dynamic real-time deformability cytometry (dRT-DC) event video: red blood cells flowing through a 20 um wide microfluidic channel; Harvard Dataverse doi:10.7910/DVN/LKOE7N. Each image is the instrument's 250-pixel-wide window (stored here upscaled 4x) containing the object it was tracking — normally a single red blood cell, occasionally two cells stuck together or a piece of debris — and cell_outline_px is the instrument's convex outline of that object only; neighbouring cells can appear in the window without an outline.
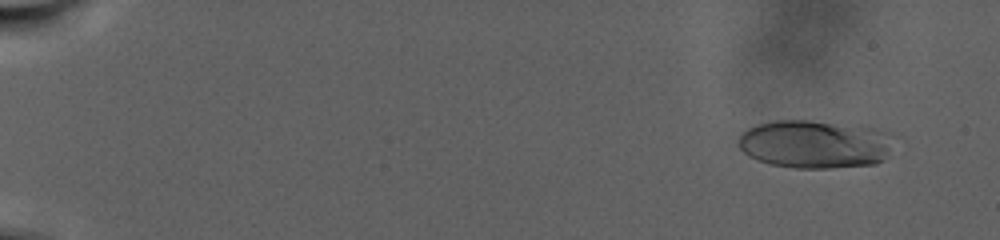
{"species": "human", "species_latin": "Homo sapiens", "temperature_condition": "warm", "stored_images_in_passage": 99, "camera_frame_rate_fps": 3000, "um_per_image_px": 0.085, "donor": {"sex": "male"}, "frame": {"image": 1, "passage_image": 8, "time_ms": 2.333, "image_size_px": [1000, 240], "cell_outline_px": [[900, 136], [884, 160], [876, 164], [832, 168], [792, 168], [772, 164], [756, 160], [748, 156], [740, 148], [740, 136], [748, 128], [756, 124], [776, 120], [808, 120], [868, 124], [892, 132]], "centroid_in_image_um": [69.45, 12.22], "position_along_channel_um": 15.6, "area_um2": 45.32}}
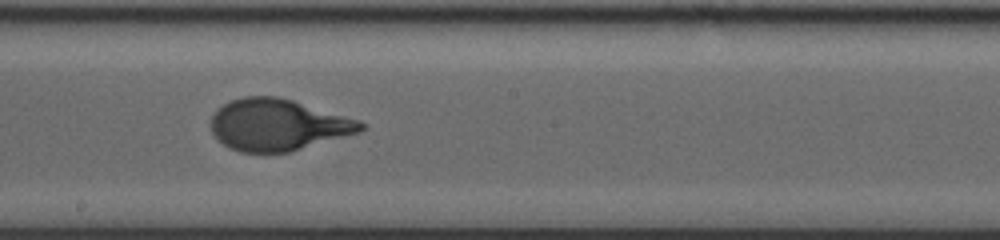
{"frame": {"image": 2, "passage_image": 60, "time_ms": 19.667, "image_size_px": [1000, 240], "cell_outline_px": [[368, 124], [360, 132], [288, 152], [240, 152], [228, 148], [216, 140], [212, 132], [212, 116], [216, 108], [232, 100], [244, 96], [276, 96], [292, 100], [360, 120]], "centroid_in_image_um": [23.6, 10.61], "position_along_channel_um": 224.6, "area_um2": 45.03}}
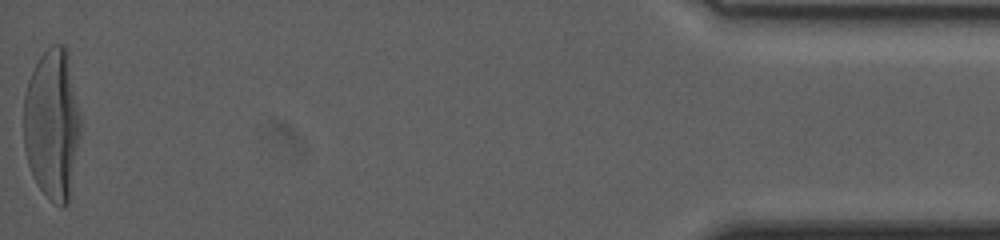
{"frame": {"image": 3, "passage_image": 99, "time_ms": 32.667, "image_size_px": [1000, 240], "cell_outline_px": [[80, 136], [68, 204], [60, 208], [36, 184], [28, 164], [24, 148], [24, 96], [28, 80], [40, 56], [52, 44], [64, 44], [68, 48], [80, 112]], "centroid_in_image_um": [4.45, 10.52], "position_along_channel_um": 430.7, "area_um2": 50.34}, "authors_computed_cell_mechanics": {"area_um2": 44.7372, "velocity_mm_per_s": 2.1981, "shape_relaxation_time_tau1_ms": 7.1818, "shape_relaxation_time_tau2_ms": null, "deformation_change_tau1": 0.2953, "deformation_change_tau2": null}}